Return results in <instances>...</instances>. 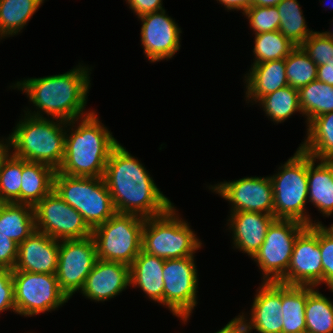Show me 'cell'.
Wrapping results in <instances>:
<instances>
[{"label":"cell","mask_w":333,"mask_h":333,"mask_svg":"<svg viewBox=\"0 0 333 333\" xmlns=\"http://www.w3.org/2000/svg\"><path fill=\"white\" fill-rule=\"evenodd\" d=\"M103 178L117 213L146 219L162 215L173 205L144 165L120 143L110 153Z\"/></svg>","instance_id":"obj_1"},{"label":"cell","mask_w":333,"mask_h":333,"mask_svg":"<svg viewBox=\"0 0 333 333\" xmlns=\"http://www.w3.org/2000/svg\"><path fill=\"white\" fill-rule=\"evenodd\" d=\"M91 69L79 63L66 73L27 78L13 83L10 88L26 93L36 109L33 112L25 110V114L39 118L47 114L48 118L70 122L93 112L85 109L91 88Z\"/></svg>","instance_id":"obj_2"},{"label":"cell","mask_w":333,"mask_h":333,"mask_svg":"<svg viewBox=\"0 0 333 333\" xmlns=\"http://www.w3.org/2000/svg\"><path fill=\"white\" fill-rule=\"evenodd\" d=\"M100 121L93 111L67 122L65 154L59 173L75 177L104 176L110 153L119 142Z\"/></svg>","instance_id":"obj_3"},{"label":"cell","mask_w":333,"mask_h":333,"mask_svg":"<svg viewBox=\"0 0 333 333\" xmlns=\"http://www.w3.org/2000/svg\"><path fill=\"white\" fill-rule=\"evenodd\" d=\"M22 117L9 134L11 153L26 161L43 163L57 171L65 154L67 122L27 114Z\"/></svg>","instance_id":"obj_4"},{"label":"cell","mask_w":333,"mask_h":333,"mask_svg":"<svg viewBox=\"0 0 333 333\" xmlns=\"http://www.w3.org/2000/svg\"><path fill=\"white\" fill-rule=\"evenodd\" d=\"M278 170V173L270 176L274 217L297 220L307 226L322 224L319 220H312L305 211L308 203V154L298 147Z\"/></svg>","instance_id":"obj_5"},{"label":"cell","mask_w":333,"mask_h":333,"mask_svg":"<svg viewBox=\"0 0 333 333\" xmlns=\"http://www.w3.org/2000/svg\"><path fill=\"white\" fill-rule=\"evenodd\" d=\"M172 205L162 215L145 219L141 250L163 259L195 256L202 246L189 223L179 217Z\"/></svg>","instance_id":"obj_6"},{"label":"cell","mask_w":333,"mask_h":333,"mask_svg":"<svg viewBox=\"0 0 333 333\" xmlns=\"http://www.w3.org/2000/svg\"><path fill=\"white\" fill-rule=\"evenodd\" d=\"M53 190L82 215L91 229L116 213L103 177H75L56 171Z\"/></svg>","instance_id":"obj_7"},{"label":"cell","mask_w":333,"mask_h":333,"mask_svg":"<svg viewBox=\"0 0 333 333\" xmlns=\"http://www.w3.org/2000/svg\"><path fill=\"white\" fill-rule=\"evenodd\" d=\"M145 218L115 213L92 229L97 259L131 265L141 251Z\"/></svg>","instance_id":"obj_8"},{"label":"cell","mask_w":333,"mask_h":333,"mask_svg":"<svg viewBox=\"0 0 333 333\" xmlns=\"http://www.w3.org/2000/svg\"><path fill=\"white\" fill-rule=\"evenodd\" d=\"M16 314L30 317L57 310L68 300L56 274L12 271Z\"/></svg>","instance_id":"obj_9"},{"label":"cell","mask_w":333,"mask_h":333,"mask_svg":"<svg viewBox=\"0 0 333 333\" xmlns=\"http://www.w3.org/2000/svg\"><path fill=\"white\" fill-rule=\"evenodd\" d=\"M307 225L293 219H275L260 249L251 258L262 272V282H278L287 272L294 242Z\"/></svg>","instance_id":"obj_10"},{"label":"cell","mask_w":333,"mask_h":333,"mask_svg":"<svg viewBox=\"0 0 333 333\" xmlns=\"http://www.w3.org/2000/svg\"><path fill=\"white\" fill-rule=\"evenodd\" d=\"M195 256L165 259L164 306L185 324L197 306L198 272Z\"/></svg>","instance_id":"obj_11"},{"label":"cell","mask_w":333,"mask_h":333,"mask_svg":"<svg viewBox=\"0 0 333 333\" xmlns=\"http://www.w3.org/2000/svg\"><path fill=\"white\" fill-rule=\"evenodd\" d=\"M36 230L56 240L84 239L92 229L54 190L34 206Z\"/></svg>","instance_id":"obj_12"},{"label":"cell","mask_w":333,"mask_h":333,"mask_svg":"<svg viewBox=\"0 0 333 333\" xmlns=\"http://www.w3.org/2000/svg\"><path fill=\"white\" fill-rule=\"evenodd\" d=\"M289 286L318 287L323 284L319 248V224L307 226L296 238L286 274L278 281Z\"/></svg>","instance_id":"obj_13"},{"label":"cell","mask_w":333,"mask_h":333,"mask_svg":"<svg viewBox=\"0 0 333 333\" xmlns=\"http://www.w3.org/2000/svg\"><path fill=\"white\" fill-rule=\"evenodd\" d=\"M96 261V244L92 236L60 240L56 276L60 289L69 299L83 288Z\"/></svg>","instance_id":"obj_14"},{"label":"cell","mask_w":333,"mask_h":333,"mask_svg":"<svg viewBox=\"0 0 333 333\" xmlns=\"http://www.w3.org/2000/svg\"><path fill=\"white\" fill-rule=\"evenodd\" d=\"M209 190L231 203L230 213L259 212L274 216L273 187L270 176L244 177L210 185Z\"/></svg>","instance_id":"obj_15"},{"label":"cell","mask_w":333,"mask_h":333,"mask_svg":"<svg viewBox=\"0 0 333 333\" xmlns=\"http://www.w3.org/2000/svg\"><path fill=\"white\" fill-rule=\"evenodd\" d=\"M142 22L140 37L145 57L151 62L173 58L179 51L182 30L166 10H160L138 18Z\"/></svg>","instance_id":"obj_16"},{"label":"cell","mask_w":333,"mask_h":333,"mask_svg":"<svg viewBox=\"0 0 333 333\" xmlns=\"http://www.w3.org/2000/svg\"><path fill=\"white\" fill-rule=\"evenodd\" d=\"M256 291L249 313L250 318L242 312L235 320L243 327L245 333H251L253 330L258 333H282L281 283L262 282Z\"/></svg>","instance_id":"obj_17"},{"label":"cell","mask_w":333,"mask_h":333,"mask_svg":"<svg viewBox=\"0 0 333 333\" xmlns=\"http://www.w3.org/2000/svg\"><path fill=\"white\" fill-rule=\"evenodd\" d=\"M130 286V266L97 259L79 291L94 302L110 300Z\"/></svg>","instance_id":"obj_18"},{"label":"cell","mask_w":333,"mask_h":333,"mask_svg":"<svg viewBox=\"0 0 333 333\" xmlns=\"http://www.w3.org/2000/svg\"><path fill=\"white\" fill-rule=\"evenodd\" d=\"M60 241L35 231L18 245V256L12 271L56 274Z\"/></svg>","instance_id":"obj_19"},{"label":"cell","mask_w":333,"mask_h":333,"mask_svg":"<svg viewBox=\"0 0 333 333\" xmlns=\"http://www.w3.org/2000/svg\"><path fill=\"white\" fill-rule=\"evenodd\" d=\"M227 225L232 231L233 248L253 257L265 240L267 230L276 219L273 215L259 212H231Z\"/></svg>","instance_id":"obj_20"},{"label":"cell","mask_w":333,"mask_h":333,"mask_svg":"<svg viewBox=\"0 0 333 333\" xmlns=\"http://www.w3.org/2000/svg\"><path fill=\"white\" fill-rule=\"evenodd\" d=\"M244 78L246 101L255 104L263 96L288 85L285 59L252 64Z\"/></svg>","instance_id":"obj_21"},{"label":"cell","mask_w":333,"mask_h":333,"mask_svg":"<svg viewBox=\"0 0 333 333\" xmlns=\"http://www.w3.org/2000/svg\"><path fill=\"white\" fill-rule=\"evenodd\" d=\"M165 259L140 251L130 265V287H138L154 302L164 306L163 267Z\"/></svg>","instance_id":"obj_22"},{"label":"cell","mask_w":333,"mask_h":333,"mask_svg":"<svg viewBox=\"0 0 333 333\" xmlns=\"http://www.w3.org/2000/svg\"><path fill=\"white\" fill-rule=\"evenodd\" d=\"M308 202L325 217L333 214V160H316L308 154Z\"/></svg>","instance_id":"obj_23"},{"label":"cell","mask_w":333,"mask_h":333,"mask_svg":"<svg viewBox=\"0 0 333 333\" xmlns=\"http://www.w3.org/2000/svg\"><path fill=\"white\" fill-rule=\"evenodd\" d=\"M35 231L33 206L0 203V234L7 236L19 245Z\"/></svg>","instance_id":"obj_24"},{"label":"cell","mask_w":333,"mask_h":333,"mask_svg":"<svg viewBox=\"0 0 333 333\" xmlns=\"http://www.w3.org/2000/svg\"><path fill=\"white\" fill-rule=\"evenodd\" d=\"M55 170L43 163L23 159L21 204L35 206L53 190Z\"/></svg>","instance_id":"obj_25"},{"label":"cell","mask_w":333,"mask_h":333,"mask_svg":"<svg viewBox=\"0 0 333 333\" xmlns=\"http://www.w3.org/2000/svg\"><path fill=\"white\" fill-rule=\"evenodd\" d=\"M307 137L299 148L318 160H333V111L307 124Z\"/></svg>","instance_id":"obj_26"},{"label":"cell","mask_w":333,"mask_h":333,"mask_svg":"<svg viewBox=\"0 0 333 333\" xmlns=\"http://www.w3.org/2000/svg\"><path fill=\"white\" fill-rule=\"evenodd\" d=\"M282 333H306L307 286L281 284Z\"/></svg>","instance_id":"obj_27"},{"label":"cell","mask_w":333,"mask_h":333,"mask_svg":"<svg viewBox=\"0 0 333 333\" xmlns=\"http://www.w3.org/2000/svg\"><path fill=\"white\" fill-rule=\"evenodd\" d=\"M44 0H0V40L19 34Z\"/></svg>","instance_id":"obj_28"},{"label":"cell","mask_w":333,"mask_h":333,"mask_svg":"<svg viewBox=\"0 0 333 333\" xmlns=\"http://www.w3.org/2000/svg\"><path fill=\"white\" fill-rule=\"evenodd\" d=\"M306 333H333V302L316 287L307 286Z\"/></svg>","instance_id":"obj_29"},{"label":"cell","mask_w":333,"mask_h":333,"mask_svg":"<svg viewBox=\"0 0 333 333\" xmlns=\"http://www.w3.org/2000/svg\"><path fill=\"white\" fill-rule=\"evenodd\" d=\"M299 105L307 124L317 116L333 111V86L315 80L299 90Z\"/></svg>","instance_id":"obj_30"},{"label":"cell","mask_w":333,"mask_h":333,"mask_svg":"<svg viewBox=\"0 0 333 333\" xmlns=\"http://www.w3.org/2000/svg\"><path fill=\"white\" fill-rule=\"evenodd\" d=\"M258 103L273 123H283L296 112L302 114L299 91L289 85L263 96Z\"/></svg>","instance_id":"obj_31"},{"label":"cell","mask_w":333,"mask_h":333,"mask_svg":"<svg viewBox=\"0 0 333 333\" xmlns=\"http://www.w3.org/2000/svg\"><path fill=\"white\" fill-rule=\"evenodd\" d=\"M280 15L279 31L295 46H300L314 31L307 27L297 0H281L277 5Z\"/></svg>","instance_id":"obj_32"},{"label":"cell","mask_w":333,"mask_h":333,"mask_svg":"<svg viewBox=\"0 0 333 333\" xmlns=\"http://www.w3.org/2000/svg\"><path fill=\"white\" fill-rule=\"evenodd\" d=\"M254 40L253 64L285 59L296 47L279 30L257 34Z\"/></svg>","instance_id":"obj_33"},{"label":"cell","mask_w":333,"mask_h":333,"mask_svg":"<svg viewBox=\"0 0 333 333\" xmlns=\"http://www.w3.org/2000/svg\"><path fill=\"white\" fill-rule=\"evenodd\" d=\"M288 85L300 89L317 80L318 66L300 47L296 46L285 58Z\"/></svg>","instance_id":"obj_34"},{"label":"cell","mask_w":333,"mask_h":333,"mask_svg":"<svg viewBox=\"0 0 333 333\" xmlns=\"http://www.w3.org/2000/svg\"><path fill=\"white\" fill-rule=\"evenodd\" d=\"M22 171L23 159L10 153L0 169V203L21 204Z\"/></svg>","instance_id":"obj_35"},{"label":"cell","mask_w":333,"mask_h":333,"mask_svg":"<svg viewBox=\"0 0 333 333\" xmlns=\"http://www.w3.org/2000/svg\"><path fill=\"white\" fill-rule=\"evenodd\" d=\"M243 15L249 20L255 35L279 30L280 15L276 6H250Z\"/></svg>","instance_id":"obj_36"},{"label":"cell","mask_w":333,"mask_h":333,"mask_svg":"<svg viewBox=\"0 0 333 333\" xmlns=\"http://www.w3.org/2000/svg\"><path fill=\"white\" fill-rule=\"evenodd\" d=\"M300 47L317 66L333 65V40L322 32L314 31Z\"/></svg>","instance_id":"obj_37"},{"label":"cell","mask_w":333,"mask_h":333,"mask_svg":"<svg viewBox=\"0 0 333 333\" xmlns=\"http://www.w3.org/2000/svg\"><path fill=\"white\" fill-rule=\"evenodd\" d=\"M319 248L323 267V284L333 292V225L319 224Z\"/></svg>","instance_id":"obj_38"},{"label":"cell","mask_w":333,"mask_h":333,"mask_svg":"<svg viewBox=\"0 0 333 333\" xmlns=\"http://www.w3.org/2000/svg\"><path fill=\"white\" fill-rule=\"evenodd\" d=\"M7 310L16 313L12 270L0 269V313Z\"/></svg>","instance_id":"obj_39"},{"label":"cell","mask_w":333,"mask_h":333,"mask_svg":"<svg viewBox=\"0 0 333 333\" xmlns=\"http://www.w3.org/2000/svg\"><path fill=\"white\" fill-rule=\"evenodd\" d=\"M18 256V244L0 234V269L13 270Z\"/></svg>","instance_id":"obj_40"},{"label":"cell","mask_w":333,"mask_h":333,"mask_svg":"<svg viewBox=\"0 0 333 333\" xmlns=\"http://www.w3.org/2000/svg\"><path fill=\"white\" fill-rule=\"evenodd\" d=\"M132 12L141 17L143 15L163 10L162 0H125Z\"/></svg>","instance_id":"obj_41"},{"label":"cell","mask_w":333,"mask_h":333,"mask_svg":"<svg viewBox=\"0 0 333 333\" xmlns=\"http://www.w3.org/2000/svg\"><path fill=\"white\" fill-rule=\"evenodd\" d=\"M224 5L225 10H242V13L250 7L254 6V0H216Z\"/></svg>","instance_id":"obj_42"},{"label":"cell","mask_w":333,"mask_h":333,"mask_svg":"<svg viewBox=\"0 0 333 333\" xmlns=\"http://www.w3.org/2000/svg\"><path fill=\"white\" fill-rule=\"evenodd\" d=\"M317 80L333 86V65L318 66Z\"/></svg>","instance_id":"obj_43"},{"label":"cell","mask_w":333,"mask_h":333,"mask_svg":"<svg viewBox=\"0 0 333 333\" xmlns=\"http://www.w3.org/2000/svg\"><path fill=\"white\" fill-rule=\"evenodd\" d=\"M215 333H245L243 327L233 318L222 329Z\"/></svg>","instance_id":"obj_44"},{"label":"cell","mask_w":333,"mask_h":333,"mask_svg":"<svg viewBox=\"0 0 333 333\" xmlns=\"http://www.w3.org/2000/svg\"><path fill=\"white\" fill-rule=\"evenodd\" d=\"M10 150H11V144L9 136L7 137V139L6 138L0 139V169L4 160L11 153Z\"/></svg>","instance_id":"obj_45"},{"label":"cell","mask_w":333,"mask_h":333,"mask_svg":"<svg viewBox=\"0 0 333 333\" xmlns=\"http://www.w3.org/2000/svg\"><path fill=\"white\" fill-rule=\"evenodd\" d=\"M281 0H254V6H276Z\"/></svg>","instance_id":"obj_46"},{"label":"cell","mask_w":333,"mask_h":333,"mask_svg":"<svg viewBox=\"0 0 333 333\" xmlns=\"http://www.w3.org/2000/svg\"><path fill=\"white\" fill-rule=\"evenodd\" d=\"M325 36H327L328 38L332 39L333 40V31H325V32H322Z\"/></svg>","instance_id":"obj_47"}]
</instances>
